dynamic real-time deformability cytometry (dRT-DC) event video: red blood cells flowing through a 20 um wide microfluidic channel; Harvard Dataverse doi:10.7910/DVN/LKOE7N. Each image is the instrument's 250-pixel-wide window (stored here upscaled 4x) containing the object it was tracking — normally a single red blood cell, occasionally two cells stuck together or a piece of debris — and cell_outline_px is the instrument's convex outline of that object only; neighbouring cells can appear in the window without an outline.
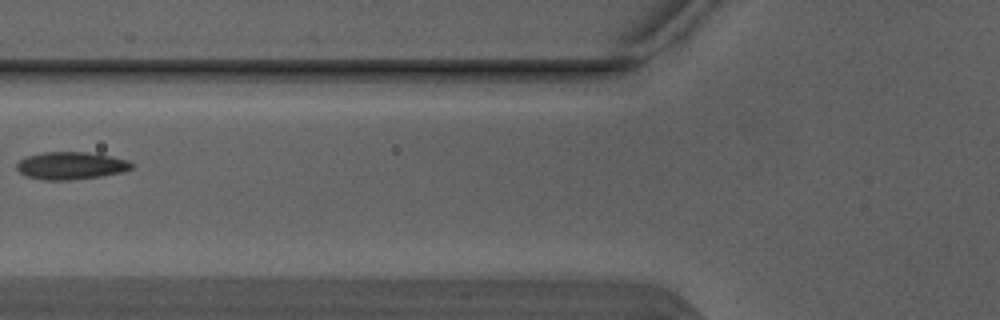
{"species": "Egyptian fruit bat (a non-hibernating species)", "species_latin": "Rousettus aegyptiacus", "temperature_condition": "warm", "stored_images_in_passage": 3, "camera_frame_rate_fps": 3000, "um_per_image_px": 0.085, "animal": {"sex": "male"}, "frame": {"image": 1, "passage_image": 2, "time_ms": 0.333, "image_size_px": [1000, 320], "cell_outline_px": [[136, 164], [132, 168], [120, 172], [100, 176], [68, 180], [44, 180], [28, 176], [20, 172], [16, 168], [16, 164], [20, 160], [28, 156], [44, 152], [84, 152], [112, 156], [128, 160]], "centroid_in_image_um": [6.05, 14.07], "position_along_channel_um": 119.8, "area_um2": 18.26}}
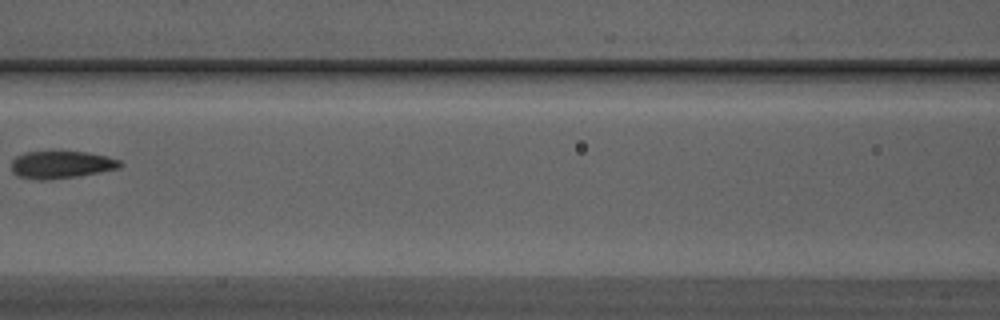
{"frame": {"image": 2, "passage_image": 3, "time_ms": 0.667, "image_size_px": [1000, 320], "cell_outline_px": [[124, 164], [120, 168], [76, 176], [44, 180], [40, 180], [16, 176], [12, 172], [12, 160], [16, 156], [24, 152], [84, 152], [104, 156], [120, 160]], "centroid_in_image_um": [5.18, 14.0], "position_along_channel_um": 161.4, "area_um2": 17.17}}